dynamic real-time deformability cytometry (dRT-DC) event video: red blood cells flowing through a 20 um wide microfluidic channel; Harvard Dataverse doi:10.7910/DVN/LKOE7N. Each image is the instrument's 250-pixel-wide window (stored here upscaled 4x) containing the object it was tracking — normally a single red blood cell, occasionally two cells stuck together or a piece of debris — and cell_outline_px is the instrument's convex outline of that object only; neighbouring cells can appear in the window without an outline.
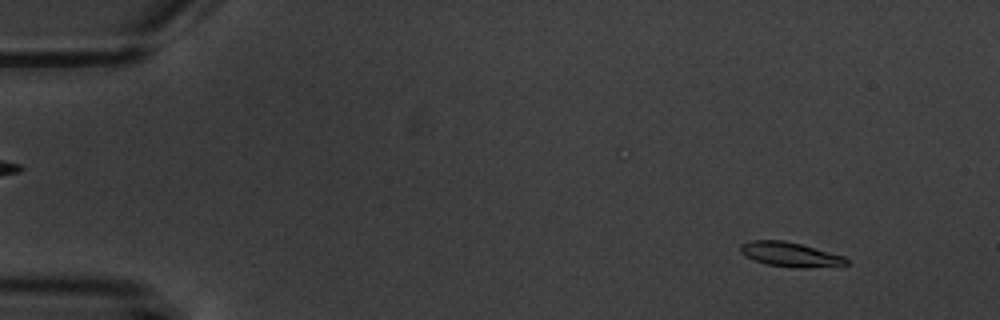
{"species": "common noctule bat (a hibernating species)", "species_latin": "Nyctalus noctula", "temperature_condition": "warm", "stored_images_in_passage": 6, "camera_frame_rate_fps": 3000, "um_per_image_px": 0.085, "animal": {"sex": "male", "body_mass_g": 20.1, "forearm_length_mm": 53.5}, "frame": {"image": 1, "passage_image": 1, "time_ms": 0.0, "image_size_px": [1000, 320], "cell_outline_px": [[848, 264], [804, 268], [800, 268], [768, 264], [744, 256], [740, 252], [740, 244], [752, 240], [784, 240], [800, 244], [844, 256], [848, 260]], "centroid_in_image_um": [67.13, 21.61], "position_along_channel_um": 17.9, "area_um2": 14.85}}
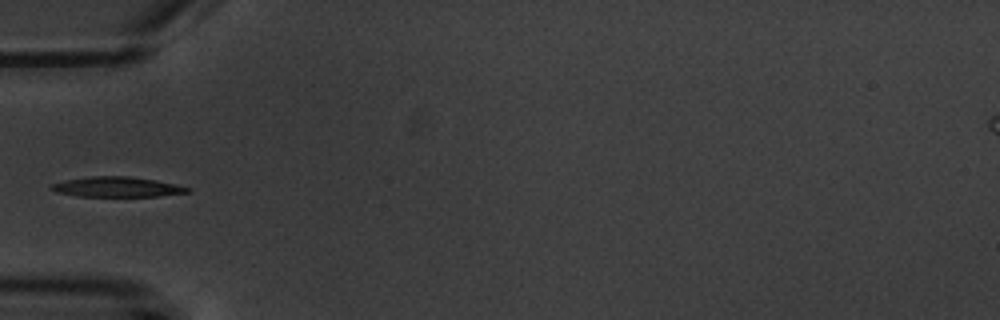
{"frame": {"image": 2, "passage_image": 5, "time_ms": 4.667, "image_size_px": [1000, 320], "cell_outline_px": [[192, 192], [156, 196], [76, 196], [56, 192], [48, 188], [52, 184], [64, 180], [92, 176], [128, 176], [156, 180], [176, 184], [192, 188]], "centroid_in_image_um": [9.96, 15.89], "position_along_channel_um": 75.0, "area_um2": 16.01}}